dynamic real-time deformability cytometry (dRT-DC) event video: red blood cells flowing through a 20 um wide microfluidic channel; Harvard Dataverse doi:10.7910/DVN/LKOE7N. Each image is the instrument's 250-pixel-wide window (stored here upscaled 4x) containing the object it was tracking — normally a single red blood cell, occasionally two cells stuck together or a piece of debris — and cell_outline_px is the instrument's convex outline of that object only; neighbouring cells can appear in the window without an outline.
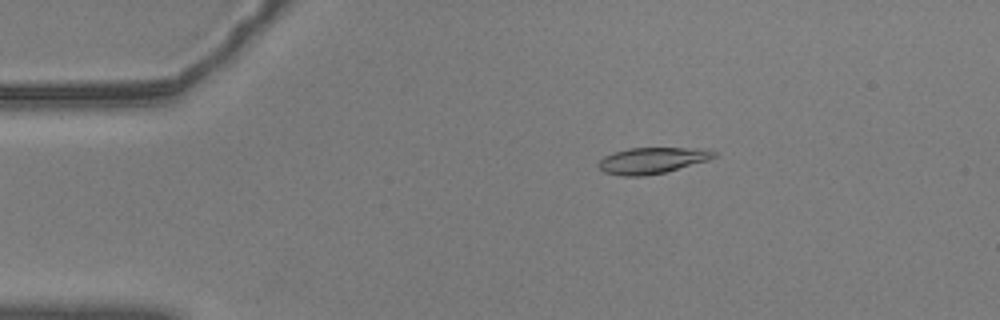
{"species": "common noctule bat (a hibernating species)", "species_latin": "Nyctalus noctula", "temperature_condition": "warm", "stored_images_in_passage": 57, "camera_frame_rate_fps": 3000, "um_per_image_px": 0.085, "animal": {"sex": "male", "body_mass_g": 20.5, "forearm_length_mm": 52.5}, "frame": {"image": 1, "passage_image": 11, "time_ms": 3.333, "image_size_px": [1000, 320], "cell_outline_px": [[716, 156], [708, 160], [664, 172], [644, 176], [620, 176], [604, 172], [596, 164], [604, 156], [612, 152], [628, 148], [708, 148], [716, 152]], "centroid_in_image_um": [55.41, 13.63], "position_along_channel_um": 29.6, "area_um2": 17.69}}
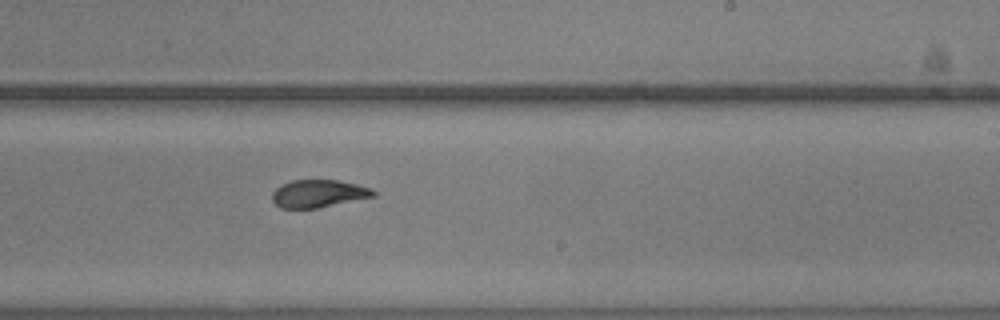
{"frame": {"image": 2, "passage_image": 35, "time_ms": 11.333, "image_size_px": [1000, 320], "cell_outline_px": [[376, 196], [320, 208], [280, 208], [272, 200], [272, 192], [280, 184], [292, 180], [336, 180], [356, 184], [372, 188], [376, 192]], "centroid_in_image_um": [27.07, 16.46], "position_along_channel_um": 261.9, "area_um2": 16.47}}
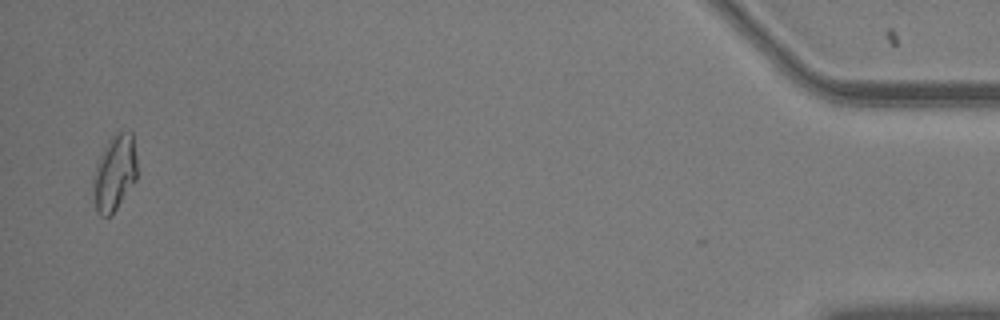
{"frame": {"image": 3, "passage_image": 56, "time_ms": 18.333, "image_size_px": [1000, 320], "cell_outline_px": [[136, 180], [116, 208], [108, 216], [100, 216], [96, 212], [92, 180], [92, 176], [96, 164], [104, 148], [112, 136], [116, 132], [124, 128], [132, 132], [136, 156]], "centroid_in_image_um": [9.73, 14.65], "position_along_channel_um": 425.5, "area_um2": 19.42}, "authors_computed_cell_mechanics": {"area_um2": 17.4556, "velocity_mm_per_s": 3.571, "shape_relaxation_time_tau1_ms": 6.7463, "shape_relaxation_time_tau2_ms": 1.7301, "deformation_change_tau1": 0.149, "deformation_change_tau2": 0.081}}